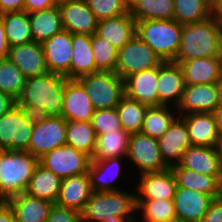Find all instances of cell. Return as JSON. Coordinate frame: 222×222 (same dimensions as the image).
I'll use <instances>...</instances> for the list:
<instances>
[{
	"mask_svg": "<svg viewBox=\"0 0 222 222\" xmlns=\"http://www.w3.org/2000/svg\"><path fill=\"white\" fill-rule=\"evenodd\" d=\"M222 48V14L207 20L183 24L180 47L174 62L197 58L219 57Z\"/></svg>",
	"mask_w": 222,
	"mask_h": 222,
	"instance_id": "1",
	"label": "cell"
},
{
	"mask_svg": "<svg viewBox=\"0 0 222 222\" xmlns=\"http://www.w3.org/2000/svg\"><path fill=\"white\" fill-rule=\"evenodd\" d=\"M45 222H81V216L77 210L54 203Z\"/></svg>",
	"mask_w": 222,
	"mask_h": 222,
	"instance_id": "45",
	"label": "cell"
},
{
	"mask_svg": "<svg viewBox=\"0 0 222 222\" xmlns=\"http://www.w3.org/2000/svg\"><path fill=\"white\" fill-rule=\"evenodd\" d=\"M0 222H17L13 208L6 201L0 204Z\"/></svg>",
	"mask_w": 222,
	"mask_h": 222,
	"instance_id": "50",
	"label": "cell"
},
{
	"mask_svg": "<svg viewBox=\"0 0 222 222\" xmlns=\"http://www.w3.org/2000/svg\"><path fill=\"white\" fill-rule=\"evenodd\" d=\"M217 184V198L222 199V162L219 165V171L216 178Z\"/></svg>",
	"mask_w": 222,
	"mask_h": 222,
	"instance_id": "53",
	"label": "cell"
},
{
	"mask_svg": "<svg viewBox=\"0 0 222 222\" xmlns=\"http://www.w3.org/2000/svg\"><path fill=\"white\" fill-rule=\"evenodd\" d=\"M179 165L208 176H217L220 158L214 147L190 146L183 153Z\"/></svg>",
	"mask_w": 222,
	"mask_h": 222,
	"instance_id": "27",
	"label": "cell"
},
{
	"mask_svg": "<svg viewBox=\"0 0 222 222\" xmlns=\"http://www.w3.org/2000/svg\"><path fill=\"white\" fill-rule=\"evenodd\" d=\"M15 106V99L4 92L0 91V117Z\"/></svg>",
	"mask_w": 222,
	"mask_h": 222,
	"instance_id": "52",
	"label": "cell"
},
{
	"mask_svg": "<svg viewBox=\"0 0 222 222\" xmlns=\"http://www.w3.org/2000/svg\"><path fill=\"white\" fill-rule=\"evenodd\" d=\"M91 47V36L72 34V60L70 64V79L98 72Z\"/></svg>",
	"mask_w": 222,
	"mask_h": 222,
	"instance_id": "28",
	"label": "cell"
},
{
	"mask_svg": "<svg viewBox=\"0 0 222 222\" xmlns=\"http://www.w3.org/2000/svg\"><path fill=\"white\" fill-rule=\"evenodd\" d=\"M24 11V0H0V14Z\"/></svg>",
	"mask_w": 222,
	"mask_h": 222,
	"instance_id": "49",
	"label": "cell"
},
{
	"mask_svg": "<svg viewBox=\"0 0 222 222\" xmlns=\"http://www.w3.org/2000/svg\"><path fill=\"white\" fill-rule=\"evenodd\" d=\"M39 158L27 151L0 150V198H10L25 193Z\"/></svg>",
	"mask_w": 222,
	"mask_h": 222,
	"instance_id": "3",
	"label": "cell"
},
{
	"mask_svg": "<svg viewBox=\"0 0 222 222\" xmlns=\"http://www.w3.org/2000/svg\"><path fill=\"white\" fill-rule=\"evenodd\" d=\"M91 47L96 68L99 71L115 72L118 49L96 33L91 35Z\"/></svg>",
	"mask_w": 222,
	"mask_h": 222,
	"instance_id": "41",
	"label": "cell"
},
{
	"mask_svg": "<svg viewBox=\"0 0 222 222\" xmlns=\"http://www.w3.org/2000/svg\"><path fill=\"white\" fill-rule=\"evenodd\" d=\"M62 179L40 163L35 168L26 193L30 196L55 203Z\"/></svg>",
	"mask_w": 222,
	"mask_h": 222,
	"instance_id": "31",
	"label": "cell"
},
{
	"mask_svg": "<svg viewBox=\"0 0 222 222\" xmlns=\"http://www.w3.org/2000/svg\"><path fill=\"white\" fill-rule=\"evenodd\" d=\"M39 163L63 179L87 173L91 157L72 146L63 145L44 154Z\"/></svg>",
	"mask_w": 222,
	"mask_h": 222,
	"instance_id": "8",
	"label": "cell"
},
{
	"mask_svg": "<svg viewBox=\"0 0 222 222\" xmlns=\"http://www.w3.org/2000/svg\"><path fill=\"white\" fill-rule=\"evenodd\" d=\"M215 14L211 0H174L173 19L182 25L198 23Z\"/></svg>",
	"mask_w": 222,
	"mask_h": 222,
	"instance_id": "36",
	"label": "cell"
},
{
	"mask_svg": "<svg viewBox=\"0 0 222 222\" xmlns=\"http://www.w3.org/2000/svg\"><path fill=\"white\" fill-rule=\"evenodd\" d=\"M33 125L15 105L0 117V150L27 151Z\"/></svg>",
	"mask_w": 222,
	"mask_h": 222,
	"instance_id": "10",
	"label": "cell"
},
{
	"mask_svg": "<svg viewBox=\"0 0 222 222\" xmlns=\"http://www.w3.org/2000/svg\"><path fill=\"white\" fill-rule=\"evenodd\" d=\"M168 105L148 107L141 133L152 138L159 139L170 127L172 122L179 116L177 112H172Z\"/></svg>",
	"mask_w": 222,
	"mask_h": 222,
	"instance_id": "38",
	"label": "cell"
},
{
	"mask_svg": "<svg viewBox=\"0 0 222 222\" xmlns=\"http://www.w3.org/2000/svg\"><path fill=\"white\" fill-rule=\"evenodd\" d=\"M211 5L216 13L222 14V0H211Z\"/></svg>",
	"mask_w": 222,
	"mask_h": 222,
	"instance_id": "56",
	"label": "cell"
},
{
	"mask_svg": "<svg viewBox=\"0 0 222 222\" xmlns=\"http://www.w3.org/2000/svg\"><path fill=\"white\" fill-rule=\"evenodd\" d=\"M76 80L84 87L95 110L116 108L125 96L124 79L116 72L98 71Z\"/></svg>",
	"mask_w": 222,
	"mask_h": 222,
	"instance_id": "6",
	"label": "cell"
},
{
	"mask_svg": "<svg viewBox=\"0 0 222 222\" xmlns=\"http://www.w3.org/2000/svg\"><path fill=\"white\" fill-rule=\"evenodd\" d=\"M158 67L134 73L124 79L125 96L149 107L159 106Z\"/></svg>",
	"mask_w": 222,
	"mask_h": 222,
	"instance_id": "19",
	"label": "cell"
},
{
	"mask_svg": "<svg viewBox=\"0 0 222 222\" xmlns=\"http://www.w3.org/2000/svg\"><path fill=\"white\" fill-rule=\"evenodd\" d=\"M95 18H114L129 13V0H86Z\"/></svg>",
	"mask_w": 222,
	"mask_h": 222,
	"instance_id": "43",
	"label": "cell"
},
{
	"mask_svg": "<svg viewBox=\"0 0 222 222\" xmlns=\"http://www.w3.org/2000/svg\"><path fill=\"white\" fill-rule=\"evenodd\" d=\"M63 29L71 34L96 33L98 20L86 0L66 1L58 4Z\"/></svg>",
	"mask_w": 222,
	"mask_h": 222,
	"instance_id": "14",
	"label": "cell"
},
{
	"mask_svg": "<svg viewBox=\"0 0 222 222\" xmlns=\"http://www.w3.org/2000/svg\"><path fill=\"white\" fill-rule=\"evenodd\" d=\"M179 116L186 122L193 146H215L219 136L216 113H192Z\"/></svg>",
	"mask_w": 222,
	"mask_h": 222,
	"instance_id": "23",
	"label": "cell"
},
{
	"mask_svg": "<svg viewBox=\"0 0 222 222\" xmlns=\"http://www.w3.org/2000/svg\"><path fill=\"white\" fill-rule=\"evenodd\" d=\"M129 13L136 21L174 18V0H129Z\"/></svg>",
	"mask_w": 222,
	"mask_h": 222,
	"instance_id": "33",
	"label": "cell"
},
{
	"mask_svg": "<svg viewBox=\"0 0 222 222\" xmlns=\"http://www.w3.org/2000/svg\"><path fill=\"white\" fill-rule=\"evenodd\" d=\"M42 45L48 71L64 75L67 79H70L72 34L62 30L46 40Z\"/></svg>",
	"mask_w": 222,
	"mask_h": 222,
	"instance_id": "15",
	"label": "cell"
},
{
	"mask_svg": "<svg viewBox=\"0 0 222 222\" xmlns=\"http://www.w3.org/2000/svg\"><path fill=\"white\" fill-rule=\"evenodd\" d=\"M92 192L88 172L63 178L55 204L81 212Z\"/></svg>",
	"mask_w": 222,
	"mask_h": 222,
	"instance_id": "22",
	"label": "cell"
},
{
	"mask_svg": "<svg viewBox=\"0 0 222 222\" xmlns=\"http://www.w3.org/2000/svg\"><path fill=\"white\" fill-rule=\"evenodd\" d=\"M8 58L26 77L45 74L48 71L43 45L35 41L12 46L8 51Z\"/></svg>",
	"mask_w": 222,
	"mask_h": 222,
	"instance_id": "18",
	"label": "cell"
},
{
	"mask_svg": "<svg viewBox=\"0 0 222 222\" xmlns=\"http://www.w3.org/2000/svg\"><path fill=\"white\" fill-rule=\"evenodd\" d=\"M26 77L9 59L0 60V91L11 95L14 99L25 84Z\"/></svg>",
	"mask_w": 222,
	"mask_h": 222,
	"instance_id": "42",
	"label": "cell"
},
{
	"mask_svg": "<svg viewBox=\"0 0 222 222\" xmlns=\"http://www.w3.org/2000/svg\"><path fill=\"white\" fill-rule=\"evenodd\" d=\"M16 106L19 108L22 116L32 125L42 122L49 117L45 109L29 104H17Z\"/></svg>",
	"mask_w": 222,
	"mask_h": 222,
	"instance_id": "46",
	"label": "cell"
},
{
	"mask_svg": "<svg viewBox=\"0 0 222 222\" xmlns=\"http://www.w3.org/2000/svg\"><path fill=\"white\" fill-rule=\"evenodd\" d=\"M180 64L186 85L213 84L222 77L219 57L192 59Z\"/></svg>",
	"mask_w": 222,
	"mask_h": 222,
	"instance_id": "25",
	"label": "cell"
},
{
	"mask_svg": "<svg viewBox=\"0 0 222 222\" xmlns=\"http://www.w3.org/2000/svg\"><path fill=\"white\" fill-rule=\"evenodd\" d=\"M138 211L143 213L142 222H177L173 199H137Z\"/></svg>",
	"mask_w": 222,
	"mask_h": 222,
	"instance_id": "39",
	"label": "cell"
},
{
	"mask_svg": "<svg viewBox=\"0 0 222 222\" xmlns=\"http://www.w3.org/2000/svg\"><path fill=\"white\" fill-rule=\"evenodd\" d=\"M185 86L183 70L179 63L174 61H165L158 66L157 89L159 106H169V101L173 100L174 105L177 107Z\"/></svg>",
	"mask_w": 222,
	"mask_h": 222,
	"instance_id": "20",
	"label": "cell"
},
{
	"mask_svg": "<svg viewBox=\"0 0 222 222\" xmlns=\"http://www.w3.org/2000/svg\"><path fill=\"white\" fill-rule=\"evenodd\" d=\"M66 145V120L49 116L33 125L27 152L39 159L51 150Z\"/></svg>",
	"mask_w": 222,
	"mask_h": 222,
	"instance_id": "11",
	"label": "cell"
},
{
	"mask_svg": "<svg viewBox=\"0 0 222 222\" xmlns=\"http://www.w3.org/2000/svg\"><path fill=\"white\" fill-rule=\"evenodd\" d=\"M67 80L64 75L52 72L26 78L15 98V105L29 104L45 109L48 116L62 117L64 85Z\"/></svg>",
	"mask_w": 222,
	"mask_h": 222,
	"instance_id": "2",
	"label": "cell"
},
{
	"mask_svg": "<svg viewBox=\"0 0 222 222\" xmlns=\"http://www.w3.org/2000/svg\"><path fill=\"white\" fill-rule=\"evenodd\" d=\"M58 5V0H24V11L32 13Z\"/></svg>",
	"mask_w": 222,
	"mask_h": 222,
	"instance_id": "48",
	"label": "cell"
},
{
	"mask_svg": "<svg viewBox=\"0 0 222 222\" xmlns=\"http://www.w3.org/2000/svg\"><path fill=\"white\" fill-rule=\"evenodd\" d=\"M66 145L92 157L96 146V134L91 122L66 121Z\"/></svg>",
	"mask_w": 222,
	"mask_h": 222,
	"instance_id": "37",
	"label": "cell"
},
{
	"mask_svg": "<svg viewBox=\"0 0 222 222\" xmlns=\"http://www.w3.org/2000/svg\"><path fill=\"white\" fill-rule=\"evenodd\" d=\"M216 116H217V120H218L219 133L222 134V107L218 108V110L216 111Z\"/></svg>",
	"mask_w": 222,
	"mask_h": 222,
	"instance_id": "57",
	"label": "cell"
},
{
	"mask_svg": "<svg viewBox=\"0 0 222 222\" xmlns=\"http://www.w3.org/2000/svg\"><path fill=\"white\" fill-rule=\"evenodd\" d=\"M171 170L174 173L177 187L192 189L210 195L214 199L217 198V176L200 174L193 170L183 168L179 164L172 166Z\"/></svg>",
	"mask_w": 222,
	"mask_h": 222,
	"instance_id": "35",
	"label": "cell"
},
{
	"mask_svg": "<svg viewBox=\"0 0 222 222\" xmlns=\"http://www.w3.org/2000/svg\"><path fill=\"white\" fill-rule=\"evenodd\" d=\"M100 222H137V221H136V219H134V217L122 218V217L114 216V219L102 220Z\"/></svg>",
	"mask_w": 222,
	"mask_h": 222,
	"instance_id": "55",
	"label": "cell"
},
{
	"mask_svg": "<svg viewBox=\"0 0 222 222\" xmlns=\"http://www.w3.org/2000/svg\"><path fill=\"white\" fill-rule=\"evenodd\" d=\"M173 200L177 222H201L214 198L199 191L177 187Z\"/></svg>",
	"mask_w": 222,
	"mask_h": 222,
	"instance_id": "16",
	"label": "cell"
},
{
	"mask_svg": "<svg viewBox=\"0 0 222 222\" xmlns=\"http://www.w3.org/2000/svg\"><path fill=\"white\" fill-rule=\"evenodd\" d=\"M219 60H220L221 74H222V48H221V52H220V55H219Z\"/></svg>",
	"mask_w": 222,
	"mask_h": 222,
	"instance_id": "59",
	"label": "cell"
},
{
	"mask_svg": "<svg viewBox=\"0 0 222 222\" xmlns=\"http://www.w3.org/2000/svg\"><path fill=\"white\" fill-rule=\"evenodd\" d=\"M218 88H219V95H220V107H222V77L217 82Z\"/></svg>",
	"mask_w": 222,
	"mask_h": 222,
	"instance_id": "58",
	"label": "cell"
},
{
	"mask_svg": "<svg viewBox=\"0 0 222 222\" xmlns=\"http://www.w3.org/2000/svg\"><path fill=\"white\" fill-rule=\"evenodd\" d=\"M91 124L96 136L122 128L116 108L95 110Z\"/></svg>",
	"mask_w": 222,
	"mask_h": 222,
	"instance_id": "44",
	"label": "cell"
},
{
	"mask_svg": "<svg viewBox=\"0 0 222 222\" xmlns=\"http://www.w3.org/2000/svg\"><path fill=\"white\" fill-rule=\"evenodd\" d=\"M158 142L164 163L169 168L178 165L185 150L192 146L185 120L177 117Z\"/></svg>",
	"mask_w": 222,
	"mask_h": 222,
	"instance_id": "13",
	"label": "cell"
},
{
	"mask_svg": "<svg viewBox=\"0 0 222 222\" xmlns=\"http://www.w3.org/2000/svg\"><path fill=\"white\" fill-rule=\"evenodd\" d=\"M163 61L136 34L122 48L118 49L115 72L122 78L158 67Z\"/></svg>",
	"mask_w": 222,
	"mask_h": 222,
	"instance_id": "7",
	"label": "cell"
},
{
	"mask_svg": "<svg viewBox=\"0 0 222 222\" xmlns=\"http://www.w3.org/2000/svg\"><path fill=\"white\" fill-rule=\"evenodd\" d=\"M127 158L139 167L141 174L169 169L162 159L158 139L141 132L129 135Z\"/></svg>",
	"mask_w": 222,
	"mask_h": 222,
	"instance_id": "9",
	"label": "cell"
},
{
	"mask_svg": "<svg viewBox=\"0 0 222 222\" xmlns=\"http://www.w3.org/2000/svg\"><path fill=\"white\" fill-rule=\"evenodd\" d=\"M220 107V95L217 83L186 85L177 105L180 115L192 113H216Z\"/></svg>",
	"mask_w": 222,
	"mask_h": 222,
	"instance_id": "12",
	"label": "cell"
},
{
	"mask_svg": "<svg viewBox=\"0 0 222 222\" xmlns=\"http://www.w3.org/2000/svg\"><path fill=\"white\" fill-rule=\"evenodd\" d=\"M182 24L176 20L152 19L136 21V35L165 61L176 59Z\"/></svg>",
	"mask_w": 222,
	"mask_h": 222,
	"instance_id": "5",
	"label": "cell"
},
{
	"mask_svg": "<svg viewBox=\"0 0 222 222\" xmlns=\"http://www.w3.org/2000/svg\"><path fill=\"white\" fill-rule=\"evenodd\" d=\"M214 148H215L217 156L220 158V162H222V134L221 133H219V136L216 140Z\"/></svg>",
	"mask_w": 222,
	"mask_h": 222,
	"instance_id": "54",
	"label": "cell"
},
{
	"mask_svg": "<svg viewBox=\"0 0 222 222\" xmlns=\"http://www.w3.org/2000/svg\"><path fill=\"white\" fill-rule=\"evenodd\" d=\"M9 47L33 41L29 15L25 11L0 14Z\"/></svg>",
	"mask_w": 222,
	"mask_h": 222,
	"instance_id": "34",
	"label": "cell"
},
{
	"mask_svg": "<svg viewBox=\"0 0 222 222\" xmlns=\"http://www.w3.org/2000/svg\"><path fill=\"white\" fill-rule=\"evenodd\" d=\"M148 107L124 96L116 106L122 128L129 134L141 132Z\"/></svg>",
	"mask_w": 222,
	"mask_h": 222,
	"instance_id": "40",
	"label": "cell"
},
{
	"mask_svg": "<svg viewBox=\"0 0 222 222\" xmlns=\"http://www.w3.org/2000/svg\"><path fill=\"white\" fill-rule=\"evenodd\" d=\"M121 157L109 158L103 160H91L88 174L91 183V189L94 192L120 191L113 186L115 178L119 177ZM111 173V176L109 174ZM107 174V175H106ZM111 177V178H110Z\"/></svg>",
	"mask_w": 222,
	"mask_h": 222,
	"instance_id": "30",
	"label": "cell"
},
{
	"mask_svg": "<svg viewBox=\"0 0 222 222\" xmlns=\"http://www.w3.org/2000/svg\"><path fill=\"white\" fill-rule=\"evenodd\" d=\"M17 222H45L54 203L28 195L26 192L7 201Z\"/></svg>",
	"mask_w": 222,
	"mask_h": 222,
	"instance_id": "26",
	"label": "cell"
},
{
	"mask_svg": "<svg viewBox=\"0 0 222 222\" xmlns=\"http://www.w3.org/2000/svg\"><path fill=\"white\" fill-rule=\"evenodd\" d=\"M66 1H78V0H58V4Z\"/></svg>",
	"mask_w": 222,
	"mask_h": 222,
	"instance_id": "60",
	"label": "cell"
},
{
	"mask_svg": "<svg viewBox=\"0 0 222 222\" xmlns=\"http://www.w3.org/2000/svg\"><path fill=\"white\" fill-rule=\"evenodd\" d=\"M94 112L84 87L76 79H68L64 85L62 117L66 121L91 122Z\"/></svg>",
	"mask_w": 222,
	"mask_h": 222,
	"instance_id": "17",
	"label": "cell"
},
{
	"mask_svg": "<svg viewBox=\"0 0 222 222\" xmlns=\"http://www.w3.org/2000/svg\"><path fill=\"white\" fill-rule=\"evenodd\" d=\"M9 45L6 38L5 27L0 17V60L8 58Z\"/></svg>",
	"mask_w": 222,
	"mask_h": 222,
	"instance_id": "51",
	"label": "cell"
},
{
	"mask_svg": "<svg viewBox=\"0 0 222 222\" xmlns=\"http://www.w3.org/2000/svg\"><path fill=\"white\" fill-rule=\"evenodd\" d=\"M137 199H174L177 182L171 168L161 171L140 174ZM140 193V194H139Z\"/></svg>",
	"mask_w": 222,
	"mask_h": 222,
	"instance_id": "21",
	"label": "cell"
},
{
	"mask_svg": "<svg viewBox=\"0 0 222 222\" xmlns=\"http://www.w3.org/2000/svg\"><path fill=\"white\" fill-rule=\"evenodd\" d=\"M33 41L43 44L63 29L59 6L28 13Z\"/></svg>",
	"mask_w": 222,
	"mask_h": 222,
	"instance_id": "29",
	"label": "cell"
},
{
	"mask_svg": "<svg viewBox=\"0 0 222 222\" xmlns=\"http://www.w3.org/2000/svg\"><path fill=\"white\" fill-rule=\"evenodd\" d=\"M135 193L120 191L92 192L80 212L81 222H100L116 217L130 218L137 212Z\"/></svg>",
	"mask_w": 222,
	"mask_h": 222,
	"instance_id": "4",
	"label": "cell"
},
{
	"mask_svg": "<svg viewBox=\"0 0 222 222\" xmlns=\"http://www.w3.org/2000/svg\"><path fill=\"white\" fill-rule=\"evenodd\" d=\"M201 222H222V199H214Z\"/></svg>",
	"mask_w": 222,
	"mask_h": 222,
	"instance_id": "47",
	"label": "cell"
},
{
	"mask_svg": "<svg viewBox=\"0 0 222 222\" xmlns=\"http://www.w3.org/2000/svg\"><path fill=\"white\" fill-rule=\"evenodd\" d=\"M129 135L121 128L96 136V146L91 160L127 156Z\"/></svg>",
	"mask_w": 222,
	"mask_h": 222,
	"instance_id": "32",
	"label": "cell"
},
{
	"mask_svg": "<svg viewBox=\"0 0 222 222\" xmlns=\"http://www.w3.org/2000/svg\"><path fill=\"white\" fill-rule=\"evenodd\" d=\"M96 34L120 49L136 34V20L130 13L114 18L99 20Z\"/></svg>",
	"mask_w": 222,
	"mask_h": 222,
	"instance_id": "24",
	"label": "cell"
}]
</instances>
